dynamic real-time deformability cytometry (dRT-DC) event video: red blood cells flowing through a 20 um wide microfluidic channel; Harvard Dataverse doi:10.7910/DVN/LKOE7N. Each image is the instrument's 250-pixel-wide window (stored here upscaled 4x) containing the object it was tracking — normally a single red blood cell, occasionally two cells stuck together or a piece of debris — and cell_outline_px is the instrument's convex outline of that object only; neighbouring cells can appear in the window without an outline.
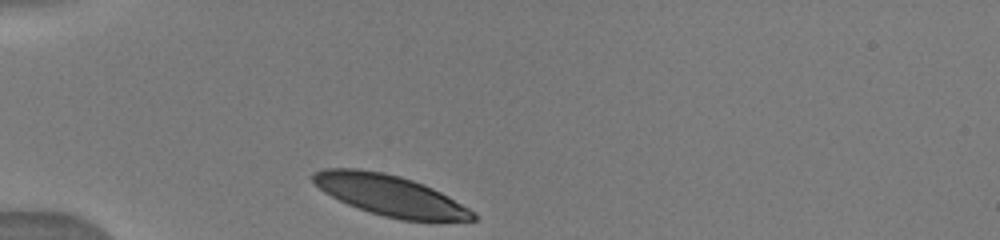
{"species": "human", "species_latin": "Homo sapiens", "temperature_condition": "warm", "stored_images_in_passage": 6, "camera_frame_rate_fps": 3000, "um_per_image_px": 0.085, "donor": {"sex": "male"}, "frame": {"image": 1, "passage_image": 1, "time_ms": 0.0, "image_size_px": [1000, 240], "cell_outline_px": [[476, 220], [400, 220], [384, 216], [348, 204], [324, 192], [312, 180], [312, 172], [324, 168], [356, 168], [384, 172], [400, 176], [424, 184], [448, 196], [476, 212]], "centroid_in_image_um": [33.15, 16.59], "position_along_channel_um": 51.9, "area_um2": 37.57}}
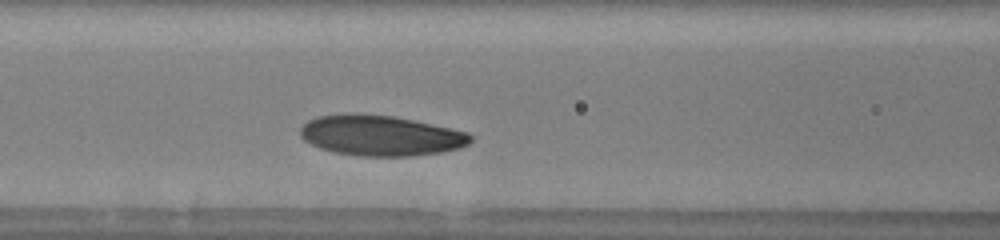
{"frame": {"image": 2, "passage_image": 6, "time_ms": 2.667, "image_size_px": [1000, 240], "cell_outline_px": [[472, 140], [468, 144], [460, 148], [440, 152], [408, 156], [360, 156], [332, 152], [320, 148], [304, 140], [300, 136], [300, 128], [308, 120], [316, 116], [348, 112], [356, 112], [392, 116], [432, 124], [468, 132], [472, 136]], "centroid_in_image_um": [32.31, 11.5], "position_along_channel_um": 134.3, "area_um2": 40.4}}